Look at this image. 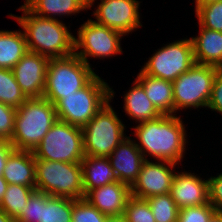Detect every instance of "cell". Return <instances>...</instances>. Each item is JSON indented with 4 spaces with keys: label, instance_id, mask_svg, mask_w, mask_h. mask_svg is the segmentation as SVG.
Instances as JSON below:
<instances>
[{
    "label": "cell",
    "instance_id": "cell-10",
    "mask_svg": "<svg viewBox=\"0 0 222 222\" xmlns=\"http://www.w3.org/2000/svg\"><path fill=\"white\" fill-rule=\"evenodd\" d=\"M195 64L191 38L158 49L141 68L145 74L173 82Z\"/></svg>",
    "mask_w": 222,
    "mask_h": 222
},
{
    "label": "cell",
    "instance_id": "cell-4",
    "mask_svg": "<svg viewBox=\"0 0 222 222\" xmlns=\"http://www.w3.org/2000/svg\"><path fill=\"white\" fill-rule=\"evenodd\" d=\"M110 101V87L96 75L85 87L55 104L57 118L83 128Z\"/></svg>",
    "mask_w": 222,
    "mask_h": 222
},
{
    "label": "cell",
    "instance_id": "cell-9",
    "mask_svg": "<svg viewBox=\"0 0 222 222\" xmlns=\"http://www.w3.org/2000/svg\"><path fill=\"white\" fill-rule=\"evenodd\" d=\"M218 69L195 63L172 82L175 113L185 108L207 107Z\"/></svg>",
    "mask_w": 222,
    "mask_h": 222
},
{
    "label": "cell",
    "instance_id": "cell-20",
    "mask_svg": "<svg viewBox=\"0 0 222 222\" xmlns=\"http://www.w3.org/2000/svg\"><path fill=\"white\" fill-rule=\"evenodd\" d=\"M80 164L85 194L91 189L119 181L108 157L85 156Z\"/></svg>",
    "mask_w": 222,
    "mask_h": 222
},
{
    "label": "cell",
    "instance_id": "cell-3",
    "mask_svg": "<svg viewBox=\"0 0 222 222\" xmlns=\"http://www.w3.org/2000/svg\"><path fill=\"white\" fill-rule=\"evenodd\" d=\"M55 105L44 97L27 98L16 109L13 137L15 150L33 151L57 121Z\"/></svg>",
    "mask_w": 222,
    "mask_h": 222
},
{
    "label": "cell",
    "instance_id": "cell-25",
    "mask_svg": "<svg viewBox=\"0 0 222 222\" xmlns=\"http://www.w3.org/2000/svg\"><path fill=\"white\" fill-rule=\"evenodd\" d=\"M35 190L36 187L8 184V188L0 203V209L15 219L24 210V207L27 206V201Z\"/></svg>",
    "mask_w": 222,
    "mask_h": 222
},
{
    "label": "cell",
    "instance_id": "cell-8",
    "mask_svg": "<svg viewBox=\"0 0 222 222\" xmlns=\"http://www.w3.org/2000/svg\"><path fill=\"white\" fill-rule=\"evenodd\" d=\"M33 154L42 160L81 163L85 157L82 128L57 119Z\"/></svg>",
    "mask_w": 222,
    "mask_h": 222
},
{
    "label": "cell",
    "instance_id": "cell-33",
    "mask_svg": "<svg viewBox=\"0 0 222 222\" xmlns=\"http://www.w3.org/2000/svg\"><path fill=\"white\" fill-rule=\"evenodd\" d=\"M215 212V208L209 202L199 206L185 207L179 209L177 222H209Z\"/></svg>",
    "mask_w": 222,
    "mask_h": 222
},
{
    "label": "cell",
    "instance_id": "cell-28",
    "mask_svg": "<svg viewBox=\"0 0 222 222\" xmlns=\"http://www.w3.org/2000/svg\"><path fill=\"white\" fill-rule=\"evenodd\" d=\"M156 222H177L179 208L170 193L156 195L145 199Z\"/></svg>",
    "mask_w": 222,
    "mask_h": 222
},
{
    "label": "cell",
    "instance_id": "cell-30",
    "mask_svg": "<svg viewBox=\"0 0 222 222\" xmlns=\"http://www.w3.org/2000/svg\"><path fill=\"white\" fill-rule=\"evenodd\" d=\"M123 216L126 222H156L148 202L133 196L128 199Z\"/></svg>",
    "mask_w": 222,
    "mask_h": 222
},
{
    "label": "cell",
    "instance_id": "cell-2",
    "mask_svg": "<svg viewBox=\"0 0 222 222\" xmlns=\"http://www.w3.org/2000/svg\"><path fill=\"white\" fill-rule=\"evenodd\" d=\"M18 10L23 16L10 14L25 34L28 51L49 59L69 57L74 54V38L66 24L59 19L44 18L32 13L25 5Z\"/></svg>",
    "mask_w": 222,
    "mask_h": 222
},
{
    "label": "cell",
    "instance_id": "cell-6",
    "mask_svg": "<svg viewBox=\"0 0 222 222\" xmlns=\"http://www.w3.org/2000/svg\"><path fill=\"white\" fill-rule=\"evenodd\" d=\"M77 55L50 59L43 97L55 105L65 95L85 87L97 74Z\"/></svg>",
    "mask_w": 222,
    "mask_h": 222
},
{
    "label": "cell",
    "instance_id": "cell-36",
    "mask_svg": "<svg viewBox=\"0 0 222 222\" xmlns=\"http://www.w3.org/2000/svg\"><path fill=\"white\" fill-rule=\"evenodd\" d=\"M207 108L222 114V69H218Z\"/></svg>",
    "mask_w": 222,
    "mask_h": 222
},
{
    "label": "cell",
    "instance_id": "cell-40",
    "mask_svg": "<svg viewBox=\"0 0 222 222\" xmlns=\"http://www.w3.org/2000/svg\"><path fill=\"white\" fill-rule=\"evenodd\" d=\"M105 222H126L123 215L107 217Z\"/></svg>",
    "mask_w": 222,
    "mask_h": 222
},
{
    "label": "cell",
    "instance_id": "cell-37",
    "mask_svg": "<svg viewBox=\"0 0 222 222\" xmlns=\"http://www.w3.org/2000/svg\"><path fill=\"white\" fill-rule=\"evenodd\" d=\"M13 150L14 148L9 140L0 138V175L3 174L7 158Z\"/></svg>",
    "mask_w": 222,
    "mask_h": 222
},
{
    "label": "cell",
    "instance_id": "cell-43",
    "mask_svg": "<svg viewBox=\"0 0 222 222\" xmlns=\"http://www.w3.org/2000/svg\"><path fill=\"white\" fill-rule=\"evenodd\" d=\"M95 4V0H88V9H90Z\"/></svg>",
    "mask_w": 222,
    "mask_h": 222
},
{
    "label": "cell",
    "instance_id": "cell-15",
    "mask_svg": "<svg viewBox=\"0 0 222 222\" xmlns=\"http://www.w3.org/2000/svg\"><path fill=\"white\" fill-rule=\"evenodd\" d=\"M177 173V174H176ZM170 195L179 209L209 202L208 180L190 172H175Z\"/></svg>",
    "mask_w": 222,
    "mask_h": 222
},
{
    "label": "cell",
    "instance_id": "cell-1",
    "mask_svg": "<svg viewBox=\"0 0 222 222\" xmlns=\"http://www.w3.org/2000/svg\"><path fill=\"white\" fill-rule=\"evenodd\" d=\"M183 123L179 116L162 114L136 125L133 134L140 142H136V146L145 159L151 155L156 161L181 163L188 142Z\"/></svg>",
    "mask_w": 222,
    "mask_h": 222
},
{
    "label": "cell",
    "instance_id": "cell-22",
    "mask_svg": "<svg viewBox=\"0 0 222 222\" xmlns=\"http://www.w3.org/2000/svg\"><path fill=\"white\" fill-rule=\"evenodd\" d=\"M124 95V112L138 123L153 120L162 115L145 94L143 86L135 80Z\"/></svg>",
    "mask_w": 222,
    "mask_h": 222
},
{
    "label": "cell",
    "instance_id": "cell-35",
    "mask_svg": "<svg viewBox=\"0 0 222 222\" xmlns=\"http://www.w3.org/2000/svg\"><path fill=\"white\" fill-rule=\"evenodd\" d=\"M209 203L216 212L222 213V173L208 178Z\"/></svg>",
    "mask_w": 222,
    "mask_h": 222
},
{
    "label": "cell",
    "instance_id": "cell-14",
    "mask_svg": "<svg viewBox=\"0 0 222 222\" xmlns=\"http://www.w3.org/2000/svg\"><path fill=\"white\" fill-rule=\"evenodd\" d=\"M49 58L28 51L13 67L16 82L26 98H41L44 95Z\"/></svg>",
    "mask_w": 222,
    "mask_h": 222
},
{
    "label": "cell",
    "instance_id": "cell-39",
    "mask_svg": "<svg viewBox=\"0 0 222 222\" xmlns=\"http://www.w3.org/2000/svg\"><path fill=\"white\" fill-rule=\"evenodd\" d=\"M0 222H16V220L0 209Z\"/></svg>",
    "mask_w": 222,
    "mask_h": 222
},
{
    "label": "cell",
    "instance_id": "cell-21",
    "mask_svg": "<svg viewBox=\"0 0 222 222\" xmlns=\"http://www.w3.org/2000/svg\"><path fill=\"white\" fill-rule=\"evenodd\" d=\"M136 80L161 114L175 115L173 84L171 81L152 77L140 70Z\"/></svg>",
    "mask_w": 222,
    "mask_h": 222
},
{
    "label": "cell",
    "instance_id": "cell-11",
    "mask_svg": "<svg viewBox=\"0 0 222 222\" xmlns=\"http://www.w3.org/2000/svg\"><path fill=\"white\" fill-rule=\"evenodd\" d=\"M77 33L78 37L74 38V54L89 66L88 57L105 59L123 52L120 44L123 34L98 24L95 20L88 19Z\"/></svg>",
    "mask_w": 222,
    "mask_h": 222
},
{
    "label": "cell",
    "instance_id": "cell-24",
    "mask_svg": "<svg viewBox=\"0 0 222 222\" xmlns=\"http://www.w3.org/2000/svg\"><path fill=\"white\" fill-rule=\"evenodd\" d=\"M27 52L23 31L0 30V68L12 70Z\"/></svg>",
    "mask_w": 222,
    "mask_h": 222
},
{
    "label": "cell",
    "instance_id": "cell-23",
    "mask_svg": "<svg viewBox=\"0 0 222 222\" xmlns=\"http://www.w3.org/2000/svg\"><path fill=\"white\" fill-rule=\"evenodd\" d=\"M24 5L35 15L50 18L69 16L88 8V0H25Z\"/></svg>",
    "mask_w": 222,
    "mask_h": 222
},
{
    "label": "cell",
    "instance_id": "cell-18",
    "mask_svg": "<svg viewBox=\"0 0 222 222\" xmlns=\"http://www.w3.org/2000/svg\"><path fill=\"white\" fill-rule=\"evenodd\" d=\"M2 176L8 184L36 187L33 151L14 149L7 158Z\"/></svg>",
    "mask_w": 222,
    "mask_h": 222
},
{
    "label": "cell",
    "instance_id": "cell-32",
    "mask_svg": "<svg viewBox=\"0 0 222 222\" xmlns=\"http://www.w3.org/2000/svg\"><path fill=\"white\" fill-rule=\"evenodd\" d=\"M49 195L44 192L35 190L27 201V206L15 218L16 222H41L42 202Z\"/></svg>",
    "mask_w": 222,
    "mask_h": 222
},
{
    "label": "cell",
    "instance_id": "cell-7",
    "mask_svg": "<svg viewBox=\"0 0 222 222\" xmlns=\"http://www.w3.org/2000/svg\"><path fill=\"white\" fill-rule=\"evenodd\" d=\"M35 178L37 191L73 200L85 197L80 163L35 158Z\"/></svg>",
    "mask_w": 222,
    "mask_h": 222
},
{
    "label": "cell",
    "instance_id": "cell-27",
    "mask_svg": "<svg viewBox=\"0 0 222 222\" xmlns=\"http://www.w3.org/2000/svg\"><path fill=\"white\" fill-rule=\"evenodd\" d=\"M26 99L16 82L13 71L0 68V102L17 109Z\"/></svg>",
    "mask_w": 222,
    "mask_h": 222
},
{
    "label": "cell",
    "instance_id": "cell-12",
    "mask_svg": "<svg viewBox=\"0 0 222 222\" xmlns=\"http://www.w3.org/2000/svg\"><path fill=\"white\" fill-rule=\"evenodd\" d=\"M140 3L138 0H101L93 12L95 22L128 35L136 28L142 27L139 15Z\"/></svg>",
    "mask_w": 222,
    "mask_h": 222
},
{
    "label": "cell",
    "instance_id": "cell-38",
    "mask_svg": "<svg viewBox=\"0 0 222 222\" xmlns=\"http://www.w3.org/2000/svg\"><path fill=\"white\" fill-rule=\"evenodd\" d=\"M7 188H8V183L3 178V176L0 175V203H1L2 199H3V196H4Z\"/></svg>",
    "mask_w": 222,
    "mask_h": 222
},
{
    "label": "cell",
    "instance_id": "cell-19",
    "mask_svg": "<svg viewBox=\"0 0 222 222\" xmlns=\"http://www.w3.org/2000/svg\"><path fill=\"white\" fill-rule=\"evenodd\" d=\"M199 28V35L191 36L195 63L222 69V32Z\"/></svg>",
    "mask_w": 222,
    "mask_h": 222
},
{
    "label": "cell",
    "instance_id": "cell-16",
    "mask_svg": "<svg viewBox=\"0 0 222 222\" xmlns=\"http://www.w3.org/2000/svg\"><path fill=\"white\" fill-rule=\"evenodd\" d=\"M119 182L130 187L137 180L143 162L146 160L130 136L124 138L108 157Z\"/></svg>",
    "mask_w": 222,
    "mask_h": 222
},
{
    "label": "cell",
    "instance_id": "cell-31",
    "mask_svg": "<svg viewBox=\"0 0 222 222\" xmlns=\"http://www.w3.org/2000/svg\"><path fill=\"white\" fill-rule=\"evenodd\" d=\"M106 218L85 198L73 200L72 222H105Z\"/></svg>",
    "mask_w": 222,
    "mask_h": 222
},
{
    "label": "cell",
    "instance_id": "cell-41",
    "mask_svg": "<svg viewBox=\"0 0 222 222\" xmlns=\"http://www.w3.org/2000/svg\"><path fill=\"white\" fill-rule=\"evenodd\" d=\"M209 222H222V213L221 212H215Z\"/></svg>",
    "mask_w": 222,
    "mask_h": 222
},
{
    "label": "cell",
    "instance_id": "cell-29",
    "mask_svg": "<svg viewBox=\"0 0 222 222\" xmlns=\"http://www.w3.org/2000/svg\"><path fill=\"white\" fill-rule=\"evenodd\" d=\"M195 14L199 26L222 32V0L199 6Z\"/></svg>",
    "mask_w": 222,
    "mask_h": 222
},
{
    "label": "cell",
    "instance_id": "cell-26",
    "mask_svg": "<svg viewBox=\"0 0 222 222\" xmlns=\"http://www.w3.org/2000/svg\"><path fill=\"white\" fill-rule=\"evenodd\" d=\"M73 199L49 195L42 202L41 222H72Z\"/></svg>",
    "mask_w": 222,
    "mask_h": 222
},
{
    "label": "cell",
    "instance_id": "cell-17",
    "mask_svg": "<svg viewBox=\"0 0 222 222\" xmlns=\"http://www.w3.org/2000/svg\"><path fill=\"white\" fill-rule=\"evenodd\" d=\"M131 197L130 186L122 182H113L85 194V199L107 217L121 216Z\"/></svg>",
    "mask_w": 222,
    "mask_h": 222
},
{
    "label": "cell",
    "instance_id": "cell-13",
    "mask_svg": "<svg viewBox=\"0 0 222 222\" xmlns=\"http://www.w3.org/2000/svg\"><path fill=\"white\" fill-rule=\"evenodd\" d=\"M177 164L159 161L151 162L148 159L142 164L137 180L130 187L131 196L147 199L156 195L170 193L171 185Z\"/></svg>",
    "mask_w": 222,
    "mask_h": 222
},
{
    "label": "cell",
    "instance_id": "cell-42",
    "mask_svg": "<svg viewBox=\"0 0 222 222\" xmlns=\"http://www.w3.org/2000/svg\"><path fill=\"white\" fill-rule=\"evenodd\" d=\"M214 1H218V0H195V10L199 7V6H202V5H205L207 3H210V2H214Z\"/></svg>",
    "mask_w": 222,
    "mask_h": 222
},
{
    "label": "cell",
    "instance_id": "cell-34",
    "mask_svg": "<svg viewBox=\"0 0 222 222\" xmlns=\"http://www.w3.org/2000/svg\"><path fill=\"white\" fill-rule=\"evenodd\" d=\"M16 108L0 102V138L11 140L14 131Z\"/></svg>",
    "mask_w": 222,
    "mask_h": 222
},
{
    "label": "cell",
    "instance_id": "cell-5",
    "mask_svg": "<svg viewBox=\"0 0 222 222\" xmlns=\"http://www.w3.org/2000/svg\"><path fill=\"white\" fill-rule=\"evenodd\" d=\"M114 94V90L110 88V101L82 128L85 156L109 157L127 137L124 134L126 126L110 104Z\"/></svg>",
    "mask_w": 222,
    "mask_h": 222
}]
</instances>
